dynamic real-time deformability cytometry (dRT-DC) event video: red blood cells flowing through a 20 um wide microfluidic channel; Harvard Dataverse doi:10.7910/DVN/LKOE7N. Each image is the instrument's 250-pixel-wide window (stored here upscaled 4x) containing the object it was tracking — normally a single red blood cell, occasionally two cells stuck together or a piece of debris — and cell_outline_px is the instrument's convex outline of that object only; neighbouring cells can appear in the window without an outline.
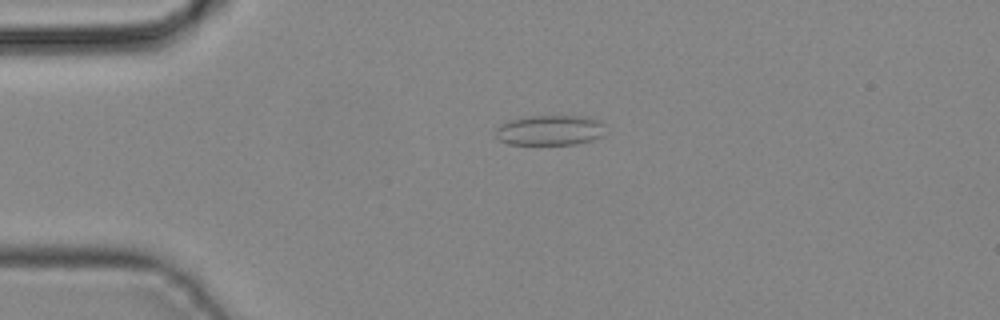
{"species": "common noctule bat (a hibernating species)", "species_latin": "Nyctalus noctula", "temperature_condition": "cold", "stored_images_in_passage": 43, "camera_frame_rate_fps": 3000, "um_per_image_px": 0.085, "animal": {"sex": "male", "body_mass_g": 19.2, "forearm_length_mm": 51.8}, "frame": {"image": 1, "passage_image": 10, "time_ms": 3.0, "image_size_px": [1000, 320], "cell_outline_px": [[604, 136], [592, 140], [576, 144], [508, 144], [500, 140], [496, 136], [496, 128], [500, 124], [508, 120], [528, 116], [588, 116], [600, 120], [604, 124]], "centroid_in_image_um": [46.77, 11.06], "position_along_channel_um": 38.2, "area_um2": 19.54}}
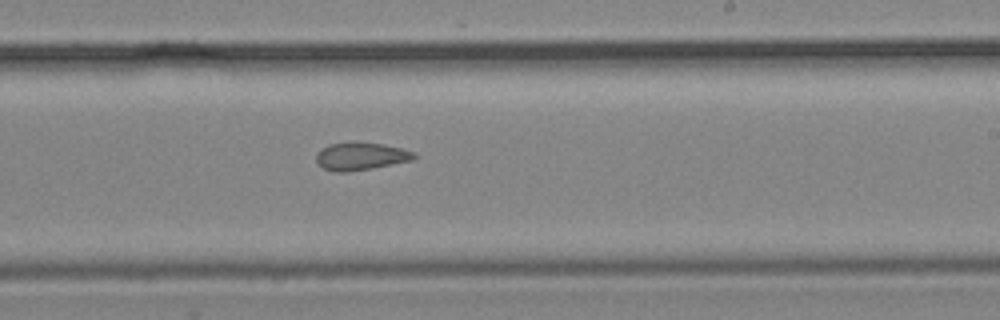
{"frame": {"image": 2, "passage_image": 26, "time_ms": 8.333, "image_size_px": [1000, 320], "cell_outline_px": [[416, 160], [372, 168], [348, 172], [332, 172], [324, 168], [316, 160], [316, 156], [328, 144], [384, 144], [416, 152]], "centroid_in_image_um": [30.74, 13.32], "position_along_channel_um": 258.3, "area_um2": 15.32}}
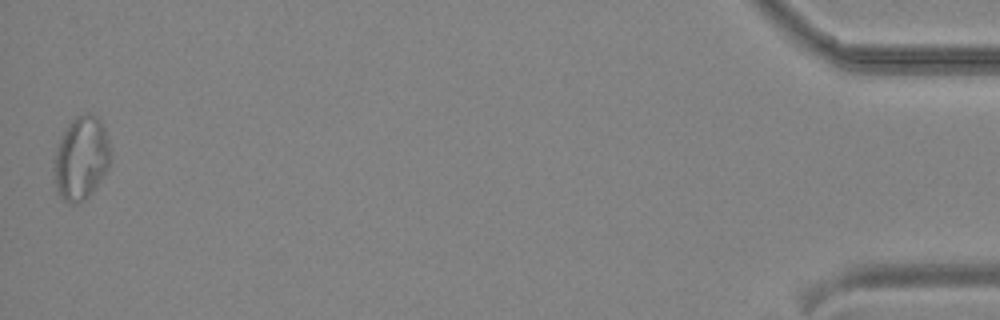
{"frame": {"image": 3, "passage_image": 43, "time_ms": 14.0, "image_size_px": [1000, 320], "cell_outline_px": [[108, 168], [96, 188], [84, 200], [76, 204], [68, 204], [56, 192], [52, 168], [56, 152], [60, 140], [64, 132], [72, 120], [76, 116], [84, 112], [88, 112], [96, 116], [100, 120], [104, 128], [108, 140]], "centroid_in_image_um": [6.86, 13.48], "position_along_channel_um": 428.3, "area_um2": 27.34}}